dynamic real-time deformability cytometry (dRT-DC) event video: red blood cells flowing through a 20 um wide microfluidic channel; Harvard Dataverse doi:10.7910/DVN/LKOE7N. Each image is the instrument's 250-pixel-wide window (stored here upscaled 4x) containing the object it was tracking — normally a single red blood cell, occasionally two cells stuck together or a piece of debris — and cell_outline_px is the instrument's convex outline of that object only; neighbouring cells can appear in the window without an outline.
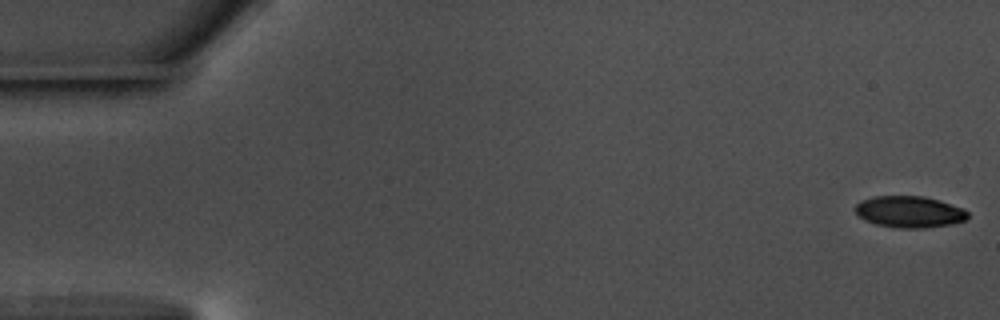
{"species": "common noctule bat (a hibernating species)", "species_latin": "Nyctalus noctula", "temperature_condition": "warm", "stored_images_in_passage": 54, "camera_frame_rate_fps": 3000, "um_per_image_px": 0.085, "animal": {"sex": "male", "body_mass_g": 17.5, "forearm_length_mm": 52.3}, "frame": {"image": 1, "passage_image": 1, "time_ms": 0.0, "image_size_px": [1000, 320], "cell_outline_px": [[968, 216], [964, 220], [952, 224], [928, 228], [900, 228], [876, 224], [864, 220], [856, 212], [856, 204], [860, 200], [876, 196], [924, 196], [964, 208], [968, 212]], "centroid_in_image_um": [77.31, 18.01], "position_along_channel_um": 7.7, "area_um2": 20.63}}
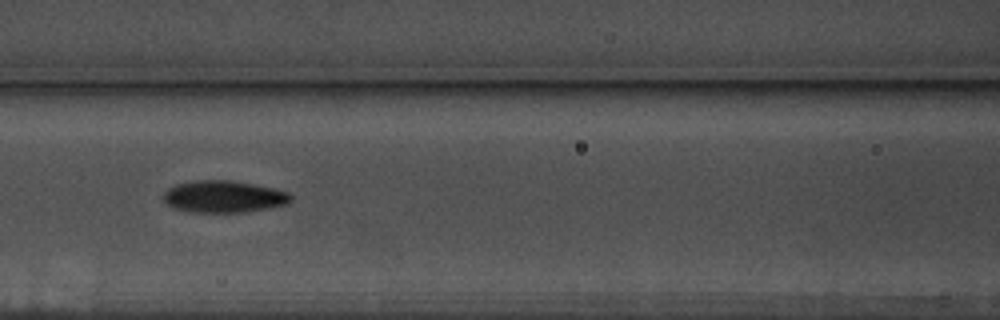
{"frame": {"image": 2, "passage_image": 25, "time_ms": 8.0, "image_size_px": [1000, 320], "cell_outline_px": [[292, 200], [284, 204], [268, 208], [244, 212], [188, 212], [172, 208], [164, 200], [164, 192], [168, 188], [176, 184], [196, 180], [232, 180], [272, 188], [288, 192], [292, 196]], "centroid_in_image_um": [18.98, 16.71], "position_along_channel_um": 147.6, "area_um2": 23.64}}
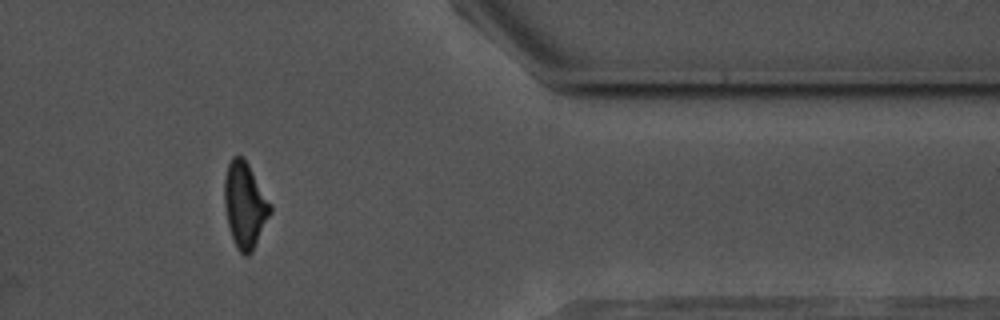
{"frame": {"image": 3, "passage_image": 47, "time_ms": 15.333, "image_size_px": [1000, 320], "cell_outline_px": [[272, 212], [252, 252], [248, 256], [244, 256], [236, 248], [228, 224], [224, 204], [224, 176], [228, 164], [232, 156], [244, 156], [272, 204]], "centroid_in_image_um": [20.82, 17.41], "position_along_channel_um": 390.6, "area_um2": 23.18}, "authors_computed_cell_mechanics": {"area_um2": 22.6287, "velocity_mm_per_s": 3.6231, "shape_relaxation_time_tau1_ms": 3.431, "shape_relaxation_time_tau2_ms": 4.129, "deformation_change_tau1": 0.1449, "deformation_change_tau2": 0.1082}}